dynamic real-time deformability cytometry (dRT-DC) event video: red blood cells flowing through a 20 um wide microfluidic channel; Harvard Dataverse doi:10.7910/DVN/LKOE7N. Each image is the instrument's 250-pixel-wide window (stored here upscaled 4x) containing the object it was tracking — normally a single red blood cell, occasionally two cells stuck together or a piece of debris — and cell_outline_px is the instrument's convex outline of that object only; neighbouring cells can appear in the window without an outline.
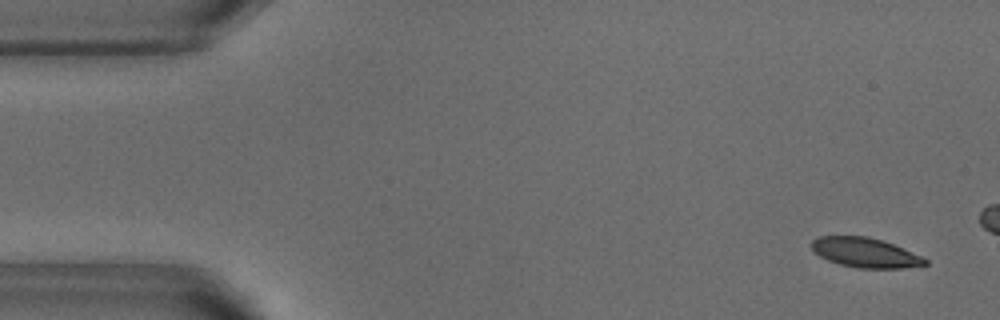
{"species": "common noctule bat (a hibernating species)", "species_latin": "Nyctalus noctula", "temperature_condition": "warm", "stored_images_in_passage": 14, "camera_frame_rate_fps": 3000, "um_per_image_px": 0.085, "animal": {"sex": "male", "body_mass_g": 18.8}, "frame": {"image": 1, "passage_image": 3, "time_ms": 0.667, "image_size_px": [1000, 320], "cell_outline_px": [[928, 264], [904, 268], [856, 268], [840, 264], [828, 260], [820, 256], [812, 248], [812, 240], [816, 236], [868, 236], [904, 248], [928, 260]], "centroid_in_image_um": [73.54, 21.47], "position_along_channel_um": 11.5, "area_um2": 19.48}}